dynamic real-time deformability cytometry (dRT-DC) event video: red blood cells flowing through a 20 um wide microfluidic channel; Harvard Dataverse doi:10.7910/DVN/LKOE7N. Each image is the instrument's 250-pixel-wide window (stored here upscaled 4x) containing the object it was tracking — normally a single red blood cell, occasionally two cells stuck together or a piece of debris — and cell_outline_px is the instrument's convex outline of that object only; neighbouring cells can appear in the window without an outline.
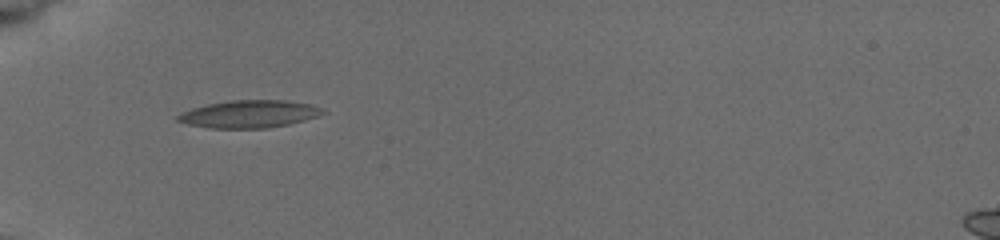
{"species": "common noctule bat (a hibernating species)", "species_latin": "Nyctalus noctula", "temperature_condition": "cold", "stored_images_in_passage": 15, "camera_frame_rate_fps": 3000, "um_per_image_px": 0.085, "animal": {"sex": "female", "body_mass_g": 19.5, "forearm_length_mm": 54.1}, "frame": {"image": 1, "passage_image": 1, "time_ms": 0.0, "image_size_px": [1000, 240], "cell_outline_px": [[328, 112], [320, 116], [288, 124], [268, 128], [208, 128], [188, 124], [176, 120], [176, 116], [180, 112], [192, 108], [208, 104], [232, 100], [288, 100], [312, 104], [324, 108]], "centroid_in_image_um": [21.23, 9.69], "position_along_channel_um": 63.8, "area_um2": 23.52}}
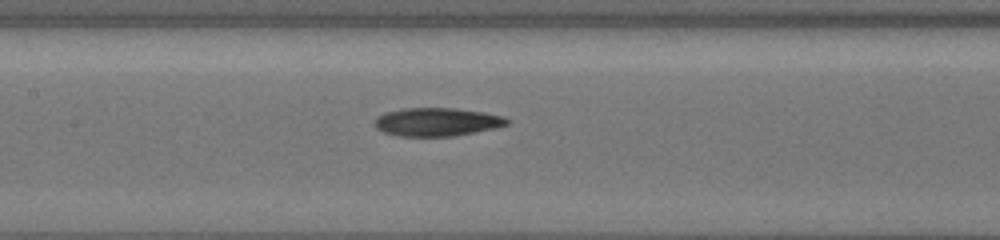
{"frame": {"image": 2, "passage_image": 7, "time_ms": 3.0, "image_size_px": [1000, 240], "cell_outline_px": [[508, 124], [492, 128], [452, 136], [400, 136], [384, 132], [376, 128], [372, 124], [376, 116], [384, 112], [404, 108], [456, 108], [484, 112], [504, 116], [508, 120]], "centroid_in_image_um": [37.07, 10.35], "position_along_channel_um": 170.3, "area_um2": 21.79}}
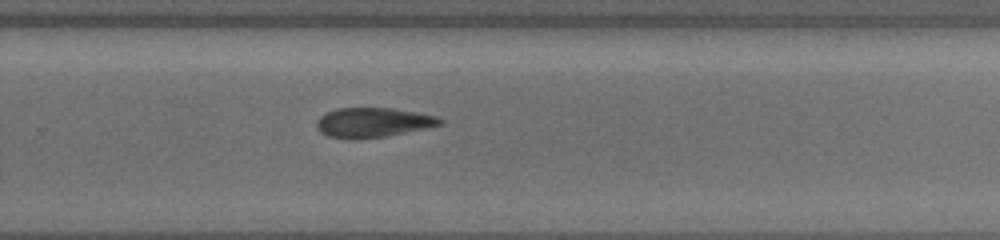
{"frame": {"image": 3, "passage_image": 15, "time_ms": 6.333, "image_size_px": [1000, 240], "cell_outline_px": [[444, 120], [440, 124], [424, 128], [388, 136], [328, 136], [320, 132], [316, 124], [316, 120], [320, 116], [336, 108], [396, 108], [436, 116]], "centroid_in_image_um": [31.72, 10.36], "position_along_channel_um": 298.1, "area_um2": 20.46}}